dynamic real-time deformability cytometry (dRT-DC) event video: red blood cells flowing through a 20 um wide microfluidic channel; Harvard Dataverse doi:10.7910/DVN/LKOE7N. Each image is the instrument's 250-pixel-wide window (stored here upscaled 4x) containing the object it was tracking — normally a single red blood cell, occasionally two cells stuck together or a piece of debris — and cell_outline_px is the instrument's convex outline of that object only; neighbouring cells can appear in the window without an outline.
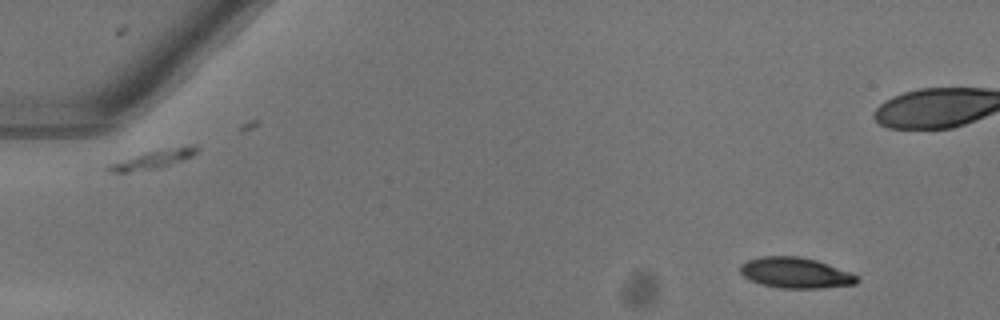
{"species": "common noctule bat (a hibernating species)", "species_latin": "Nyctalus noctula", "temperature_condition": "warm", "stored_images_in_passage": 46, "camera_frame_rate_fps": 3000, "um_per_image_px": 0.085, "animal": {"sex": "female"}, "frame": {"image": 1, "passage_image": 5, "time_ms": 1.333, "image_size_px": [1000, 320], "cell_outline_px": [[860, 280], [856, 284], [820, 288], [780, 288], [760, 284], [748, 280], [740, 272], [740, 264], [748, 260], [760, 256], [800, 256], [816, 260], [852, 272], [860, 276]], "centroid_in_image_um": [67.64, 23.19], "position_along_channel_um": 17.4, "area_um2": 21.15}}
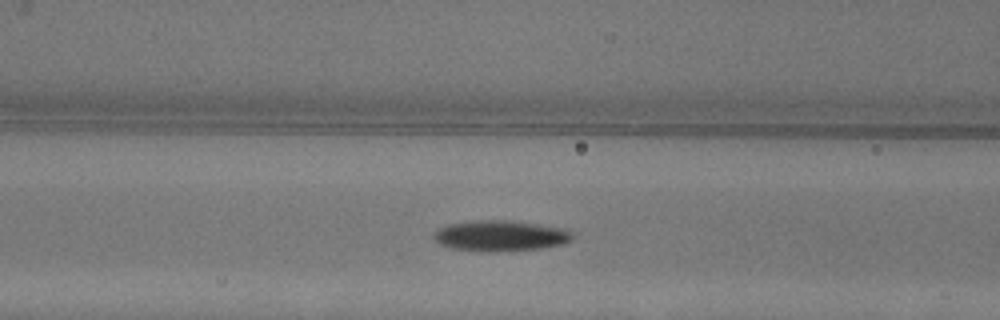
{"frame": {"image": 2, "passage_image": 22, "time_ms": 7.0, "image_size_px": [1000, 320], "cell_outline_px": [[572, 240], [564, 244], [540, 248], [488, 252], [480, 252], [452, 248], [436, 244], [432, 236], [440, 228], [448, 224], [476, 220], [500, 220], [540, 224], [564, 228], [572, 232]], "centroid_in_image_um": [42.51, 20.05], "position_along_channel_um": 124.1, "area_um2": 24.91}}
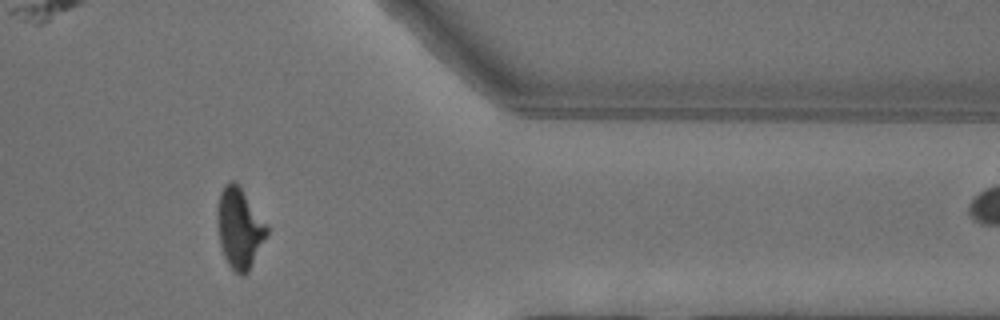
{"frame": {"image": 3, "passage_image": 43, "time_ms": 14.0, "image_size_px": [1000, 320], "cell_outline_px": [[268, 232], [248, 272], [244, 276], [240, 276], [228, 264], [224, 256], [220, 244], [216, 224], [216, 208], [220, 192], [232, 180], [240, 188], [268, 224]], "centroid_in_image_um": [20.33, 19.42], "position_along_channel_um": 391.1, "area_um2": 23.0}}